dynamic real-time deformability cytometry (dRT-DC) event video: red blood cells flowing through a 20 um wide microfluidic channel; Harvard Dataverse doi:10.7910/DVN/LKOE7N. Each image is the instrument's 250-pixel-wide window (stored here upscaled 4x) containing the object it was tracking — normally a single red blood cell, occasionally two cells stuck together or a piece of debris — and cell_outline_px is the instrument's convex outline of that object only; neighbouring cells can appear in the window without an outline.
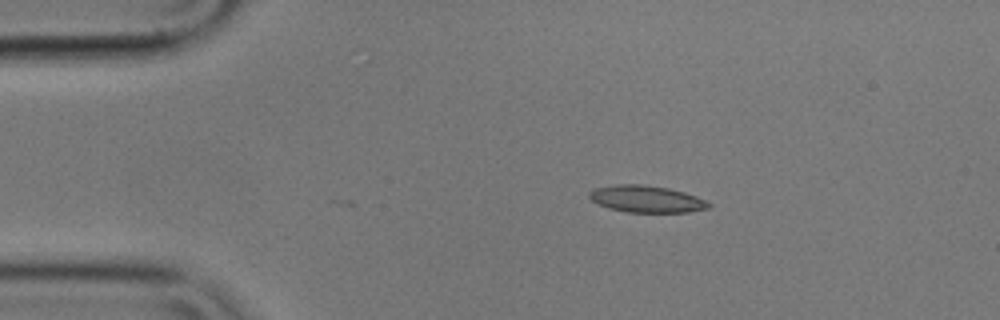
{"species": "common noctule bat (a hibernating species)", "species_latin": "Nyctalus noctula", "temperature_condition": "cold", "stored_images_in_passage": 3, "camera_frame_rate_fps": 3000, "um_per_image_px": 0.085, "animal": {"sex": "male", "body_mass_g": 17.9}, "frame": {"image": 1, "passage_image": 3, "time_ms": 0.667, "image_size_px": [1000, 320], "cell_outline_px": [[712, 204], [708, 208], [688, 212], [628, 212], [608, 208], [592, 200], [588, 196], [588, 192], [596, 188], [616, 184], [644, 184], [668, 188], [684, 192], [696, 196]], "centroid_in_image_um": [54.94, 16.91], "position_along_channel_um": 30.1, "area_um2": 18.61}}